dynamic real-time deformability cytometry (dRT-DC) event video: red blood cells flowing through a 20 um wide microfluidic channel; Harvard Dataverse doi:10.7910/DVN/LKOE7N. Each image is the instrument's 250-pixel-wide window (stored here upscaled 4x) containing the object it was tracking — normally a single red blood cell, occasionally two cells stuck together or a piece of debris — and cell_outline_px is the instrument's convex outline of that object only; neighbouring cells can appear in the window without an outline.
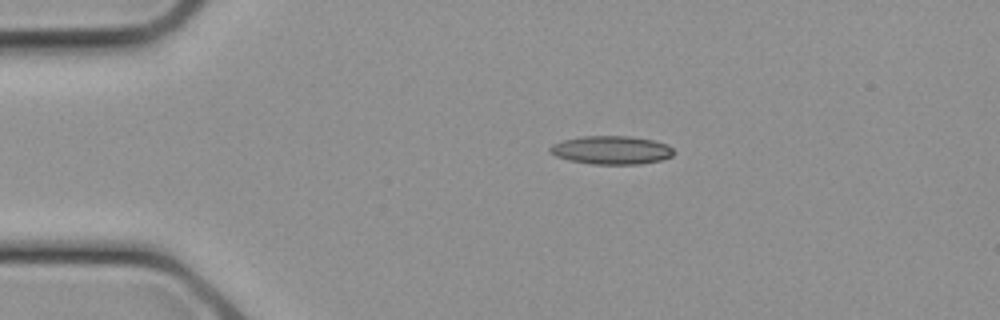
{"species": "common noctule bat (a hibernating species)", "species_latin": "Nyctalus noctula", "temperature_condition": "cold", "stored_images_in_passage": 11, "camera_frame_rate_fps": 3000, "um_per_image_px": 0.085, "animal": {"sex": "female", "body_mass_g": 21.9}, "frame": {"image": 1, "passage_image": 5, "time_ms": 1.333, "image_size_px": [1000, 320], "cell_outline_px": [[676, 152], [672, 156], [660, 160], [640, 164], [592, 164], [568, 160], [556, 156], [548, 152], [548, 148], [552, 144], [564, 140], [580, 136], [632, 136], [652, 140], [668, 144]], "centroid_in_image_um": [51.96, 12.75], "position_along_channel_um": 33.0, "area_um2": 20.63}}
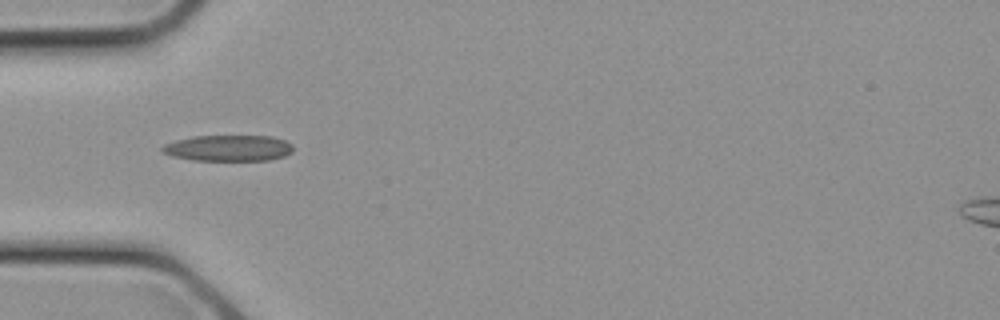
{"frame": {"image": 2, "passage_image": 8, "time_ms": 2.333, "image_size_px": [1000, 320], "cell_outline_px": [[292, 152], [284, 156], [268, 160], [192, 160], [172, 156], [164, 152], [160, 148], [164, 144], [176, 140], [192, 136], [272, 136], [284, 140], [292, 144]], "centroid_in_image_um": [19.41, 12.58], "position_along_channel_um": 65.6, "area_um2": 19.83}}
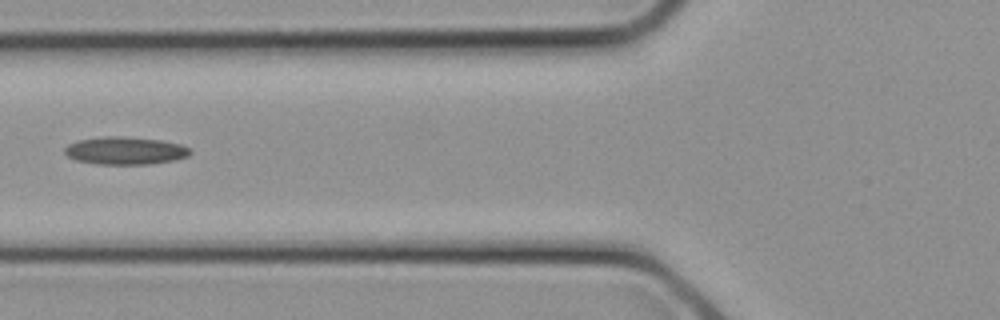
{"frame": {"image": 3, "passage_image": 10, "time_ms": 3.0, "image_size_px": [1000, 320], "cell_outline_px": [[192, 152], [188, 156], [176, 160], [152, 164], [96, 164], [76, 160], [68, 156], [64, 152], [64, 148], [68, 144], [80, 140], [108, 136], [124, 136], [160, 140], [180, 144], [192, 148]], "centroid_in_image_um": [10.69, 12.81], "position_along_channel_um": 115.1, "area_um2": 20.35}}